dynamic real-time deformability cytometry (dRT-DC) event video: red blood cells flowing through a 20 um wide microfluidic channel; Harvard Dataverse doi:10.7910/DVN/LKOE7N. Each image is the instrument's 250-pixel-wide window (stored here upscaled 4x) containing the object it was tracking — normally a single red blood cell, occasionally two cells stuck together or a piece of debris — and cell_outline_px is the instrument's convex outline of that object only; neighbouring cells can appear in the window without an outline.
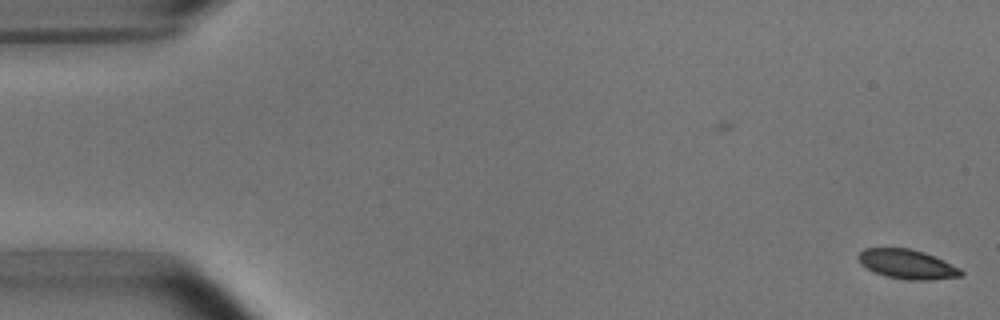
{"species": "common noctule bat (a hibernating species)", "species_latin": "Nyctalus noctula", "temperature_condition": "room temperature", "stored_images_in_passage": 2, "camera_frame_rate_fps": 3000, "um_per_image_px": 0.085, "animal": {"sex": "male", "body_mass_g": 15.6}, "frame": {"image": 1, "passage_image": 2, "time_ms": 1.0, "image_size_px": [1000, 320], "cell_outline_px": [[964, 272], [960, 276], [928, 280], [908, 280], [888, 276], [876, 272], [860, 264], [856, 256], [864, 248], [908, 248], [924, 252], [960, 268]], "centroid_in_image_um": [77.09, 22.45], "position_along_channel_um": 7.9, "area_um2": 17.34}}